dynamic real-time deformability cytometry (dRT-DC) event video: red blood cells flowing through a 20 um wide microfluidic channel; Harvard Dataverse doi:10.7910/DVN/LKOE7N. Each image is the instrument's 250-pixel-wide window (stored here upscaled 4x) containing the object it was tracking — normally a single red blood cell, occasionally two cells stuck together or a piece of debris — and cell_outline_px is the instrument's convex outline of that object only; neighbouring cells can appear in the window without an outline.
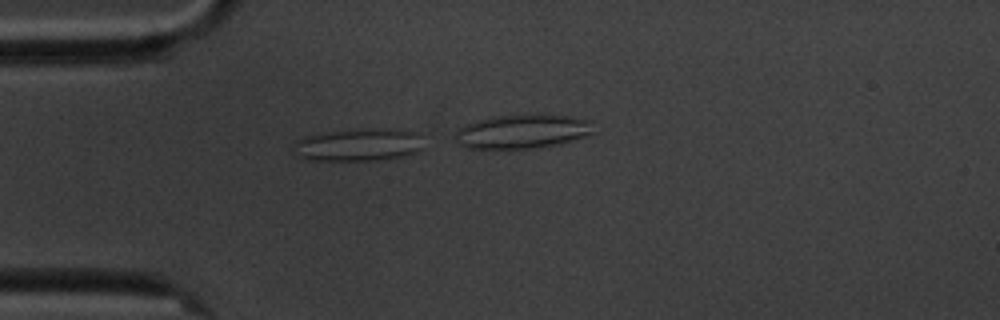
{"species": "common noctule bat (a hibernating species)", "species_latin": "Nyctalus noctula", "temperature_condition": "cold", "stored_images_in_passage": 5, "camera_frame_rate_fps": 3000, "um_per_image_px": 0.085, "animal": {"sex": "male", "body_mass_g": 20.1, "forearm_length_mm": 53.5}, "frame": {"image": 1, "passage_image": 4, "time_ms": 3.667, "image_size_px": [1000, 320], "cell_outline_px": [[424, 148], [416, 152], [400, 156], [376, 160], [308, 160], [300, 156], [296, 144], [296, 140], [304, 136], [328, 132], [360, 128], [416, 132], [420, 136]], "centroid_in_image_um": [30.5, 12.31], "position_along_channel_um": 54.5, "area_um2": 24.1}}